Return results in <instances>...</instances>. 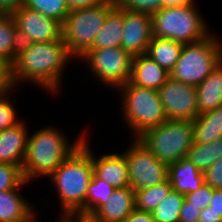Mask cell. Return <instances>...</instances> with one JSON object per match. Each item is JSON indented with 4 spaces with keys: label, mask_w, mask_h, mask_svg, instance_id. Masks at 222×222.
Instances as JSON below:
<instances>
[{
    "label": "cell",
    "mask_w": 222,
    "mask_h": 222,
    "mask_svg": "<svg viewBox=\"0 0 222 222\" xmlns=\"http://www.w3.org/2000/svg\"><path fill=\"white\" fill-rule=\"evenodd\" d=\"M73 58L63 38L52 42L21 43L10 65L13 87L32 83L54 95L60 91L68 60Z\"/></svg>",
    "instance_id": "1"
},
{
    "label": "cell",
    "mask_w": 222,
    "mask_h": 222,
    "mask_svg": "<svg viewBox=\"0 0 222 222\" xmlns=\"http://www.w3.org/2000/svg\"><path fill=\"white\" fill-rule=\"evenodd\" d=\"M86 136L87 134L81 145L47 177L54 184L61 211L81 212L86 215L88 185L93 175L92 148Z\"/></svg>",
    "instance_id": "2"
},
{
    "label": "cell",
    "mask_w": 222,
    "mask_h": 222,
    "mask_svg": "<svg viewBox=\"0 0 222 222\" xmlns=\"http://www.w3.org/2000/svg\"><path fill=\"white\" fill-rule=\"evenodd\" d=\"M83 132L84 130L73 143L63 131L50 125L39 128L28 136L26 155L22 164L25 180L30 182L42 175L49 177L81 145Z\"/></svg>",
    "instance_id": "3"
},
{
    "label": "cell",
    "mask_w": 222,
    "mask_h": 222,
    "mask_svg": "<svg viewBox=\"0 0 222 222\" xmlns=\"http://www.w3.org/2000/svg\"><path fill=\"white\" fill-rule=\"evenodd\" d=\"M122 97L121 107L127 129H131L134 138H138L146 130L167 121L158 90L143 88L128 81L117 88Z\"/></svg>",
    "instance_id": "4"
},
{
    "label": "cell",
    "mask_w": 222,
    "mask_h": 222,
    "mask_svg": "<svg viewBox=\"0 0 222 222\" xmlns=\"http://www.w3.org/2000/svg\"><path fill=\"white\" fill-rule=\"evenodd\" d=\"M196 5L163 7L152 17V35L182 44L200 41L211 32Z\"/></svg>",
    "instance_id": "5"
},
{
    "label": "cell",
    "mask_w": 222,
    "mask_h": 222,
    "mask_svg": "<svg viewBox=\"0 0 222 222\" xmlns=\"http://www.w3.org/2000/svg\"><path fill=\"white\" fill-rule=\"evenodd\" d=\"M212 32L204 39L184 44L174 69L173 80L197 87L222 61V43Z\"/></svg>",
    "instance_id": "6"
},
{
    "label": "cell",
    "mask_w": 222,
    "mask_h": 222,
    "mask_svg": "<svg viewBox=\"0 0 222 222\" xmlns=\"http://www.w3.org/2000/svg\"><path fill=\"white\" fill-rule=\"evenodd\" d=\"M116 3L107 0L93 7L70 10L62 24V38L74 58L79 60L91 48L107 14Z\"/></svg>",
    "instance_id": "7"
},
{
    "label": "cell",
    "mask_w": 222,
    "mask_h": 222,
    "mask_svg": "<svg viewBox=\"0 0 222 222\" xmlns=\"http://www.w3.org/2000/svg\"><path fill=\"white\" fill-rule=\"evenodd\" d=\"M153 155L168 165L187 157L194 144L193 121L167 120L137 138Z\"/></svg>",
    "instance_id": "8"
},
{
    "label": "cell",
    "mask_w": 222,
    "mask_h": 222,
    "mask_svg": "<svg viewBox=\"0 0 222 222\" xmlns=\"http://www.w3.org/2000/svg\"><path fill=\"white\" fill-rule=\"evenodd\" d=\"M133 56L119 47L90 48L80 60L86 61L93 77L117 89L130 81Z\"/></svg>",
    "instance_id": "9"
},
{
    "label": "cell",
    "mask_w": 222,
    "mask_h": 222,
    "mask_svg": "<svg viewBox=\"0 0 222 222\" xmlns=\"http://www.w3.org/2000/svg\"><path fill=\"white\" fill-rule=\"evenodd\" d=\"M126 149L123 154L128 166L130 187L134 191L168 180L169 165L158 160L137 138H134Z\"/></svg>",
    "instance_id": "10"
},
{
    "label": "cell",
    "mask_w": 222,
    "mask_h": 222,
    "mask_svg": "<svg viewBox=\"0 0 222 222\" xmlns=\"http://www.w3.org/2000/svg\"><path fill=\"white\" fill-rule=\"evenodd\" d=\"M20 43L52 42L62 38V24L21 5L11 13Z\"/></svg>",
    "instance_id": "11"
},
{
    "label": "cell",
    "mask_w": 222,
    "mask_h": 222,
    "mask_svg": "<svg viewBox=\"0 0 222 222\" xmlns=\"http://www.w3.org/2000/svg\"><path fill=\"white\" fill-rule=\"evenodd\" d=\"M168 120L193 121L198 116L197 88L171 77L158 90Z\"/></svg>",
    "instance_id": "12"
},
{
    "label": "cell",
    "mask_w": 222,
    "mask_h": 222,
    "mask_svg": "<svg viewBox=\"0 0 222 222\" xmlns=\"http://www.w3.org/2000/svg\"><path fill=\"white\" fill-rule=\"evenodd\" d=\"M121 47L132 56L146 54L152 38V17L146 13L123 9Z\"/></svg>",
    "instance_id": "13"
},
{
    "label": "cell",
    "mask_w": 222,
    "mask_h": 222,
    "mask_svg": "<svg viewBox=\"0 0 222 222\" xmlns=\"http://www.w3.org/2000/svg\"><path fill=\"white\" fill-rule=\"evenodd\" d=\"M93 173L115 189L130 186L128 166L124 154L108 153L96 157L91 150Z\"/></svg>",
    "instance_id": "14"
},
{
    "label": "cell",
    "mask_w": 222,
    "mask_h": 222,
    "mask_svg": "<svg viewBox=\"0 0 222 222\" xmlns=\"http://www.w3.org/2000/svg\"><path fill=\"white\" fill-rule=\"evenodd\" d=\"M135 210V191L130 187L117 188L91 217L93 222H123Z\"/></svg>",
    "instance_id": "15"
},
{
    "label": "cell",
    "mask_w": 222,
    "mask_h": 222,
    "mask_svg": "<svg viewBox=\"0 0 222 222\" xmlns=\"http://www.w3.org/2000/svg\"><path fill=\"white\" fill-rule=\"evenodd\" d=\"M25 121L0 132V163L22 167L28 143L29 130Z\"/></svg>",
    "instance_id": "16"
},
{
    "label": "cell",
    "mask_w": 222,
    "mask_h": 222,
    "mask_svg": "<svg viewBox=\"0 0 222 222\" xmlns=\"http://www.w3.org/2000/svg\"><path fill=\"white\" fill-rule=\"evenodd\" d=\"M170 78V73L147 54L132 58L130 82L136 86L159 90Z\"/></svg>",
    "instance_id": "17"
},
{
    "label": "cell",
    "mask_w": 222,
    "mask_h": 222,
    "mask_svg": "<svg viewBox=\"0 0 222 222\" xmlns=\"http://www.w3.org/2000/svg\"><path fill=\"white\" fill-rule=\"evenodd\" d=\"M168 181L174 191L183 195L195 192L205 183L204 173L187 158L169 165Z\"/></svg>",
    "instance_id": "18"
},
{
    "label": "cell",
    "mask_w": 222,
    "mask_h": 222,
    "mask_svg": "<svg viewBox=\"0 0 222 222\" xmlns=\"http://www.w3.org/2000/svg\"><path fill=\"white\" fill-rule=\"evenodd\" d=\"M196 88L198 115L222 105V61Z\"/></svg>",
    "instance_id": "19"
},
{
    "label": "cell",
    "mask_w": 222,
    "mask_h": 222,
    "mask_svg": "<svg viewBox=\"0 0 222 222\" xmlns=\"http://www.w3.org/2000/svg\"><path fill=\"white\" fill-rule=\"evenodd\" d=\"M19 189L0 192V222H17L34 211L32 204L22 196Z\"/></svg>",
    "instance_id": "20"
},
{
    "label": "cell",
    "mask_w": 222,
    "mask_h": 222,
    "mask_svg": "<svg viewBox=\"0 0 222 222\" xmlns=\"http://www.w3.org/2000/svg\"><path fill=\"white\" fill-rule=\"evenodd\" d=\"M194 143L207 144L222 138V105L193 120Z\"/></svg>",
    "instance_id": "21"
},
{
    "label": "cell",
    "mask_w": 222,
    "mask_h": 222,
    "mask_svg": "<svg viewBox=\"0 0 222 222\" xmlns=\"http://www.w3.org/2000/svg\"><path fill=\"white\" fill-rule=\"evenodd\" d=\"M123 32V8L116 3V6L107 14L103 27L96 35L91 48L119 47Z\"/></svg>",
    "instance_id": "22"
},
{
    "label": "cell",
    "mask_w": 222,
    "mask_h": 222,
    "mask_svg": "<svg viewBox=\"0 0 222 222\" xmlns=\"http://www.w3.org/2000/svg\"><path fill=\"white\" fill-rule=\"evenodd\" d=\"M184 44L152 36L146 54L169 73L174 69Z\"/></svg>",
    "instance_id": "23"
},
{
    "label": "cell",
    "mask_w": 222,
    "mask_h": 222,
    "mask_svg": "<svg viewBox=\"0 0 222 222\" xmlns=\"http://www.w3.org/2000/svg\"><path fill=\"white\" fill-rule=\"evenodd\" d=\"M20 44L17 27L12 15L0 13V57L11 65Z\"/></svg>",
    "instance_id": "24"
},
{
    "label": "cell",
    "mask_w": 222,
    "mask_h": 222,
    "mask_svg": "<svg viewBox=\"0 0 222 222\" xmlns=\"http://www.w3.org/2000/svg\"><path fill=\"white\" fill-rule=\"evenodd\" d=\"M186 158L204 173L222 158V138L207 144L194 143Z\"/></svg>",
    "instance_id": "25"
},
{
    "label": "cell",
    "mask_w": 222,
    "mask_h": 222,
    "mask_svg": "<svg viewBox=\"0 0 222 222\" xmlns=\"http://www.w3.org/2000/svg\"><path fill=\"white\" fill-rule=\"evenodd\" d=\"M115 188L111 184L98 178L94 173L88 185L86 197V215L90 218L108 198L113 194Z\"/></svg>",
    "instance_id": "26"
},
{
    "label": "cell",
    "mask_w": 222,
    "mask_h": 222,
    "mask_svg": "<svg viewBox=\"0 0 222 222\" xmlns=\"http://www.w3.org/2000/svg\"><path fill=\"white\" fill-rule=\"evenodd\" d=\"M185 195L173 189L152 211L155 222H179V213Z\"/></svg>",
    "instance_id": "27"
},
{
    "label": "cell",
    "mask_w": 222,
    "mask_h": 222,
    "mask_svg": "<svg viewBox=\"0 0 222 222\" xmlns=\"http://www.w3.org/2000/svg\"><path fill=\"white\" fill-rule=\"evenodd\" d=\"M172 189L167 180L162 184L135 191V209L152 212Z\"/></svg>",
    "instance_id": "28"
},
{
    "label": "cell",
    "mask_w": 222,
    "mask_h": 222,
    "mask_svg": "<svg viewBox=\"0 0 222 222\" xmlns=\"http://www.w3.org/2000/svg\"><path fill=\"white\" fill-rule=\"evenodd\" d=\"M25 7L53 18L63 24L70 12L66 0H24Z\"/></svg>",
    "instance_id": "29"
},
{
    "label": "cell",
    "mask_w": 222,
    "mask_h": 222,
    "mask_svg": "<svg viewBox=\"0 0 222 222\" xmlns=\"http://www.w3.org/2000/svg\"><path fill=\"white\" fill-rule=\"evenodd\" d=\"M15 88L6 90L0 94V132L4 129L16 126L22 120L18 119L16 111L17 106L11 99V95L15 92ZM11 94V95H10Z\"/></svg>",
    "instance_id": "30"
},
{
    "label": "cell",
    "mask_w": 222,
    "mask_h": 222,
    "mask_svg": "<svg viewBox=\"0 0 222 222\" xmlns=\"http://www.w3.org/2000/svg\"><path fill=\"white\" fill-rule=\"evenodd\" d=\"M28 183L24 178L22 167L0 163V192L22 188Z\"/></svg>",
    "instance_id": "31"
},
{
    "label": "cell",
    "mask_w": 222,
    "mask_h": 222,
    "mask_svg": "<svg viewBox=\"0 0 222 222\" xmlns=\"http://www.w3.org/2000/svg\"><path fill=\"white\" fill-rule=\"evenodd\" d=\"M117 4L125 10L151 16L163 8V0H117Z\"/></svg>",
    "instance_id": "32"
},
{
    "label": "cell",
    "mask_w": 222,
    "mask_h": 222,
    "mask_svg": "<svg viewBox=\"0 0 222 222\" xmlns=\"http://www.w3.org/2000/svg\"><path fill=\"white\" fill-rule=\"evenodd\" d=\"M212 197L213 189L205 183L195 192L185 195V199L199 210H203L205 207L209 206Z\"/></svg>",
    "instance_id": "33"
},
{
    "label": "cell",
    "mask_w": 222,
    "mask_h": 222,
    "mask_svg": "<svg viewBox=\"0 0 222 222\" xmlns=\"http://www.w3.org/2000/svg\"><path fill=\"white\" fill-rule=\"evenodd\" d=\"M204 180L212 189H222V158L204 172Z\"/></svg>",
    "instance_id": "34"
},
{
    "label": "cell",
    "mask_w": 222,
    "mask_h": 222,
    "mask_svg": "<svg viewBox=\"0 0 222 222\" xmlns=\"http://www.w3.org/2000/svg\"><path fill=\"white\" fill-rule=\"evenodd\" d=\"M200 212L201 210L184 199L179 213V222H199Z\"/></svg>",
    "instance_id": "35"
},
{
    "label": "cell",
    "mask_w": 222,
    "mask_h": 222,
    "mask_svg": "<svg viewBox=\"0 0 222 222\" xmlns=\"http://www.w3.org/2000/svg\"><path fill=\"white\" fill-rule=\"evenodd\" d=\"M0 88L3 91L13 87L10 75V65L0 57Z\"/></svg>",
    "instance_id": "36"
},
{
    "label": "cell",
    "mask_w": 222,
    "mask_h": 222,
    "mask_svg": "<svg viewBox=\"0 0 222 222\" xmlns=\"http://www.w3.org/2000/svg\"><path fill=\"white\" fill-rule=\"evenodd\" d=\"M123 222H155L152 212L135 209Z\"/></svg>",
    "instance_id": "37"
},
{
    "label": "cell",
    "mask_w": 222,
    "mask_h": 222,
    "mask_svg": "<svg viewBox=\"0 0 222 222\" xmlns=\"http://www.w3.org/2000/svg\"><path fill=\"white\" fill-rule=\"evenodd\" d=\"M61 217L57 222H87L90 218L81 212L61 211Z\"/></svg>",
    "instance_id": "38"
},
{
    "label": "cell",
    "mask_w": 222,
    "mask_h": 222,
    "mask_svg": "<svg viewBox=\"0 0 222 222\" xmlns=\"http://www.w3.org/2000/svg\"><path fill=\"white\" fill-rule=\"evenodd\" d=\"M107 0H66L70 10L93 7L105 3Z\"/></svg>",
    "instance_id": "39"
},
{
    "label": "cell",
    "mask_w": 222,
    "mask_h": 222,
    "mask_svg": "<svg viewBox=\"0 0 222 222\" xmlns=\"http://www.w3.org/2000/svg\"><path fill=\"white\" fill-rule=\"evenodd\" d=\"M199 222H222V216L213 211L210 206H207L201 210Z\"/></svg>",
    "instance_id": "40"
},
{
    "label": "cell",
    "mask_w": 222,
    "mask_h": 222,
    "mask_svg": "<svg viewBox=\"0 0 222 222\" xmlns=\"http://www.w3.org/2000/svg\"><path fill=\"white\" fill-rule=\"evenodd\" d=\"M24 4V0H0V13L11 14Z\"/></svg>",
    "instance_id": "41"
},
{
    "label": "cell",
    "mask_w": 222,
    "mask_h": 222,
    "mask_svg": "<svg viewBox=\"0 0 222 222\" xmlns=\"http://www.w3.org/2000/svg\"><path fill=\"white\" fill-rule=\"evenodd\" d=\"M209 206L213 211L222 216V189H213V197L210 200Z\"/></svg>",
    "instance_id": "42"
},
{
    "label": "cell",
    "mask_w": 222,
    "mask_h": 222,
    "mask_svg": "<svg viewBox=\"0 0 222 222\" xmlns=\"http://www.w3.org/2000/svg\"><path fill=\"white\" fill-rule=\"evenodd\" d=\"M180 5H196L195 0H163V7H173Z\"/></svg>",
    "instance_id": "43"
},
{
    "label": "cell",
    "mask_w": 222,
    "mask_h": 222,
    "mask_svg": "<svg viewBox=\"0 0 222 222\" xmlns=\"http://www.w3.org/2000/svg\"><path fill=\"white\" fill-rule=\"evenodd\" d=\"M35 211H33L27 218L17 221V222H38V220L35 218Z\"/></svg>",
    "instance_id": "44"
}]
</instances>
